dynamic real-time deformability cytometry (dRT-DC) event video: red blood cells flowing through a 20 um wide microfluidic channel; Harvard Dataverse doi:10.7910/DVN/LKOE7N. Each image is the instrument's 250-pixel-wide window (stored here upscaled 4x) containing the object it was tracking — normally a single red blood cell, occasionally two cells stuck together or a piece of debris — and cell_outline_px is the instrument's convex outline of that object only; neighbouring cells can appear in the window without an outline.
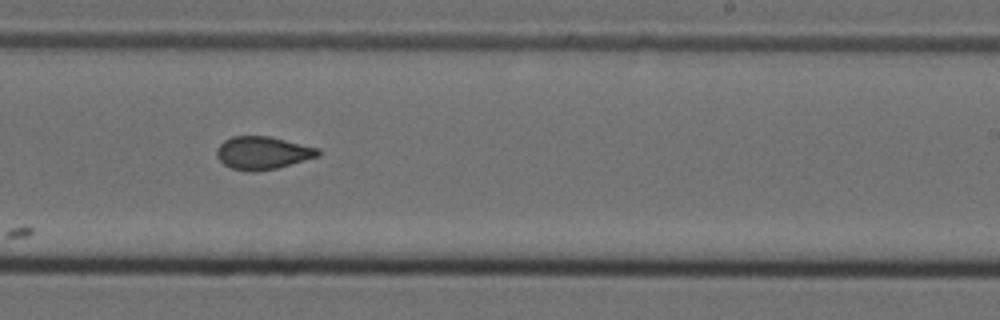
{"species": "Egyptian fruit bat (a non-hibernating species)", "species_latin": "Rousettus aegyptiacus", "temperature_condition": "cold", "stored_images_in_passage": 9, "camera_frame_rate_fps": 3000, "um_per_image_px": 0.085, "animal": {"sex": "female"}, "frame": {"image": 1, "passage_image": 9, "time_ms": 2.667, "image_size_px": [1000, 320], "cell_outline_px": [[320, 156], [276, 168], [256, 172], [252, 172], [232, 168], [224, 164], [216, 156], [216, 148], [224, 140], [232, 136], [268, 136], [320, 148]], "centroid_in_image_um": [22.32, 12.99], "position_along_channel_um": 266.7, "area_um2": 19.42}}